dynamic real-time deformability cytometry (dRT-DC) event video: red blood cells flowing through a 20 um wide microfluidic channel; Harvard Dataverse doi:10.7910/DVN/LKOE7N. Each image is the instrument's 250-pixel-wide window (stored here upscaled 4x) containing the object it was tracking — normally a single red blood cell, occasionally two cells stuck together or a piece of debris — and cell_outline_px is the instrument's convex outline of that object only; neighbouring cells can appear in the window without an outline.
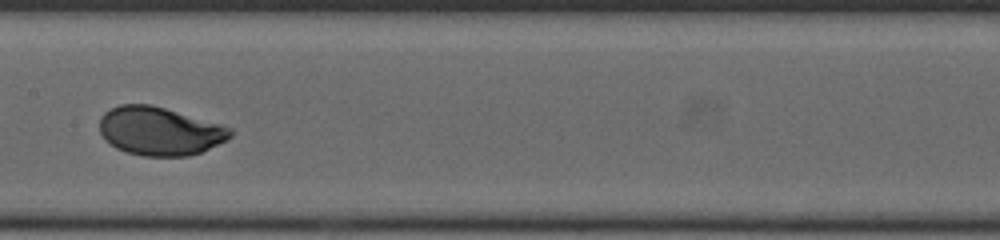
{"species": "human", "species_latin": "Homo sapiens", "temperature_condition": "cold", "stored_images_in_passage": 32, "camera_frame_rate_fps": 3000, "um_per_image_px": 0.085, "donor": {"sex": "female"}, "frame": {"image": 1, "passage_image": 14, "time_ms": 4.333, "image_size_px": [1000, 240], "cell_outline_px": [[232, 136], [228, 140], [200, 152], [188, 156], [144, 156], [128, 152], [116, 148], [100, 132], [100, 116], [104, 112], [120, 104], [148, 104], [164, 108], [220, 124], [232, 128]], "centroid_in_image_um": [13.59, 11.14], "position_along_channel_um": 193.8, "area_um2": 36.53}}
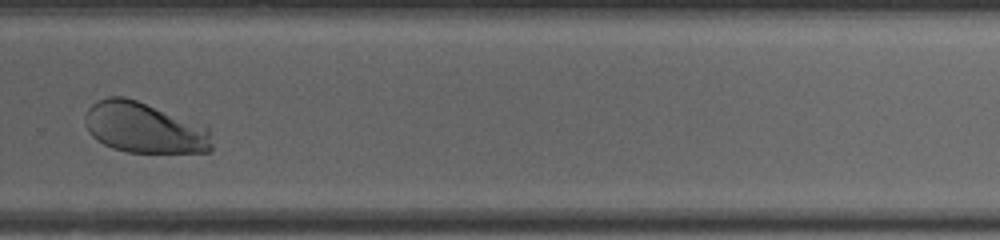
{"frame": {"image": 2, "passage_image": 23, "time_ms": 7.333, "image_size_px": [1000, 240], "cell_outline_px": [[212, 152], [128, 152], [112, 148], [96, 140], [88, 132], [84, 120], [84, 116], [88, 108], [92, 104], [108, 96], [124, 96], [208, 124], [212, 144]], "centroid_in_image_um": [12.31, 10.85], "position_along_channel_um": 317.5, "area_um2": 38.15}, "authors_computed_cell_mechanics": {"area_um2": 37.0498, "velocity_mm_per_s": 4.139, "shape_relaxation_time_tau1_ms": 1.3187, "shape_relaxation_time_tau2_ms": null, "deformation_change_tau1": 0.1093, "deformation_change_tau2": null}}